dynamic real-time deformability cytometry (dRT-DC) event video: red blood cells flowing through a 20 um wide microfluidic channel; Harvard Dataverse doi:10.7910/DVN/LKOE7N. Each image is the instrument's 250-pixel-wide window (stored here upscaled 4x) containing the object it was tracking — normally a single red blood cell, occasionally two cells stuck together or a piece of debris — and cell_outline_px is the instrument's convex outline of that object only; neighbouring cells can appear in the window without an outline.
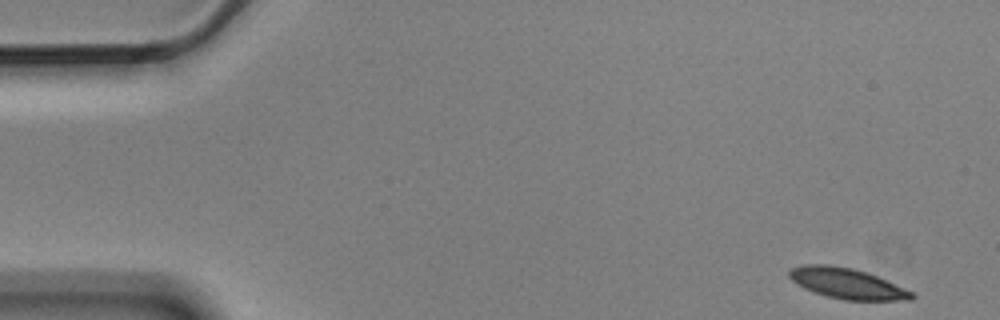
{"species": "Egyptian fruit bat (a non-hibernating species)", "species_latin": "Rousettus aegyptiacus", "temperature_condition": "cold", "stored_images_in_passage": 6, "camera_frame_rate_fps": 3000, "um_per_image_px": 0.085, "animal": {"sex": "male"}, "frame": {"image": 1, "passage_image": 1, "time_ms": 0.0, "image_size_px": [1000, 320], "cell_outline_px": [[916, 296], [912, 300], [844, 300], [812, 292], [796, 284], [788, 276], [788, 272], [792, 268], [804, 264], [828, 264], [852, 268], [876, 276], [912, 292]], "centroid_in_image_um": [71.95, 24.09], "position_along_channel_um": 13.1, "area_um2": 21.62}}
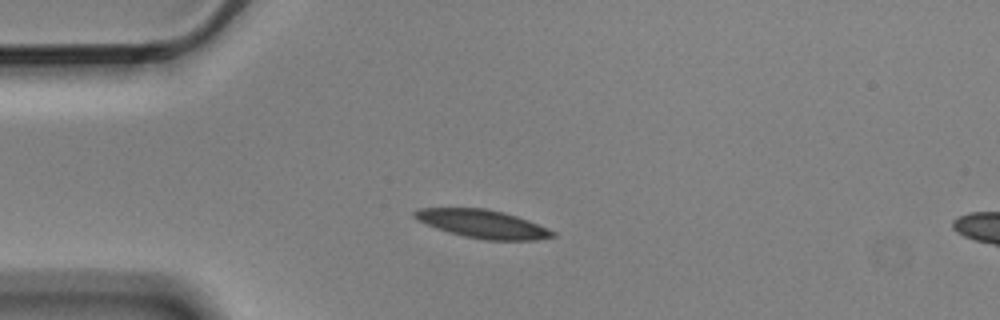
{"frame": {"image": 2, "passage_image": 4, "time_ms": 1.0, "image_size_px": [1000, 320], "cell_outline_px": [[556, 236], [536, 240], [484, 240], [464, 236], [448, 232], [436, 228], [416, 220], [412, 216], [412, 212], [420, 208], [484, 208], [504, 212], [528, 220], [548, 228], [556, 232]], "centroid_in_image_um": [41.01, 19.03], "position_along_channel_um": 44.0, "area_um2": 22.83}}
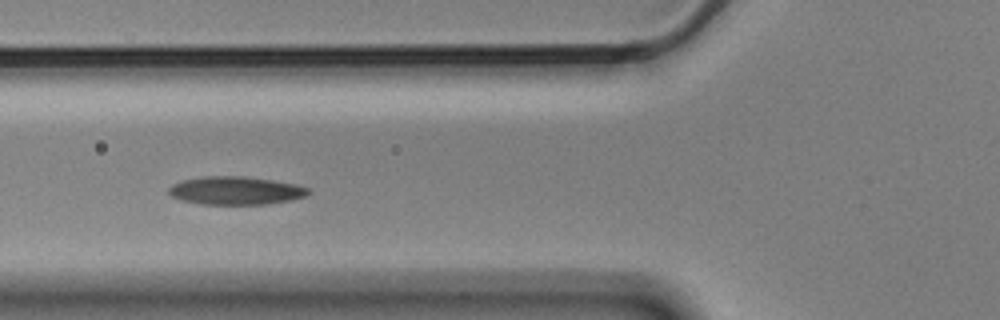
{"frame": {"image": 3, "passage_image": 6, "time_ms": 1.667, "image_size_px": [1000, 320], "cell_outline_px": [[308, 192], [304, 196], [288, 200], [268, 204], [200, 204], [180, 200], [172, 196], [168, 192], [168, 188], [172, 184], [184, 180], [204, 176], [244, 176], [272, 180], [296, 184], [308, 188]], "centroid_in_image_um": [19.98, 16.2], "position_along_channel_um": 105.8, "area_um2": 22.72}}